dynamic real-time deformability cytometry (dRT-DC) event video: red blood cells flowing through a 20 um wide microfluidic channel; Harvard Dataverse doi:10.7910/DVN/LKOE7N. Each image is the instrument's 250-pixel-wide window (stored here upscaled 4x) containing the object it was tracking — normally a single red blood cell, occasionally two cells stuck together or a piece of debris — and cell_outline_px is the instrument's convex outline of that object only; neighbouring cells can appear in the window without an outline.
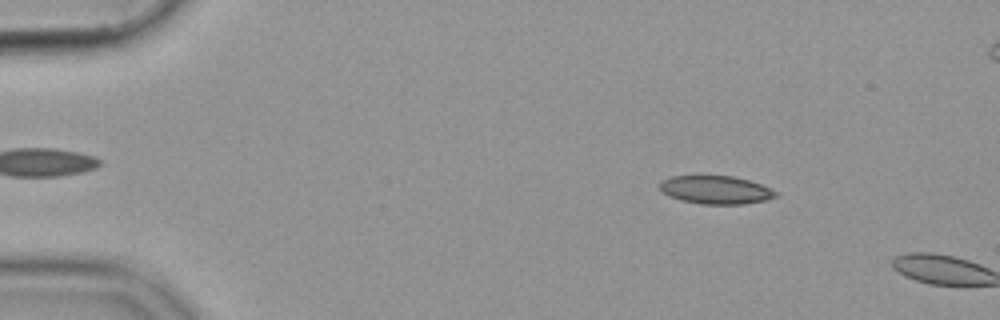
{"species": "common noctule bat (a hibernating species)", "species_latin": "Nyctalus noctula", "temperature_condition": "cold", "stored_images_in_passage": 9, "camera_frame_rate_fps": 3000, "um_per_image_px": 0.085, "animal": {"sex": "female", "body_mass_g": 19.9}, "frame": {"image": 1, "passage_image": 7, "time_ms": 2.0, "image_size_px": [1000, 320], "cell_outline_px": [[780, 196], [764, 200], [744, 204], [700, 204], [680, 200], [668, 196], [660, 188], [660, 180], [672, 176], [732, 176], [748, 180], [760, 184], [780, 192]], "centroid_in_image_um": [60.86, 16.14], "position_along_channel_um": 24.1, "area_um2": 19.13}}